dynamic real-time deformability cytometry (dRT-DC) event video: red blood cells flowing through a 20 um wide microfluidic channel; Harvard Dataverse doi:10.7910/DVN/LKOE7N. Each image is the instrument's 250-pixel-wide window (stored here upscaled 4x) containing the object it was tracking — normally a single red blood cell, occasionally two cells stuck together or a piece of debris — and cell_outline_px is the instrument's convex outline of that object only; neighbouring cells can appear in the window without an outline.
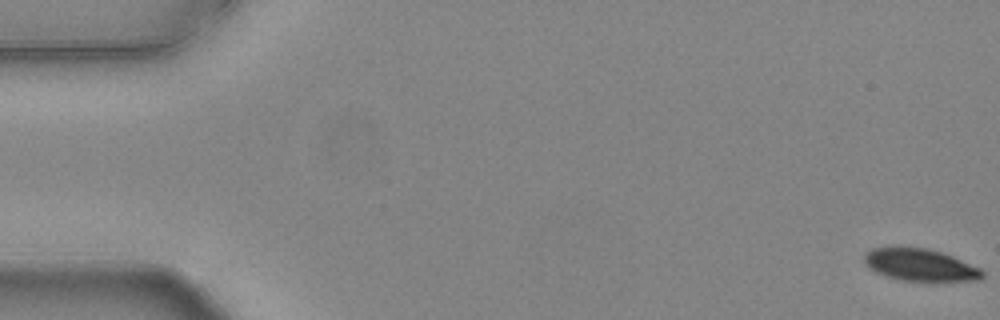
{"species": "common noctule bat (a hibernating species)", "species_latin": "Nyctalus noctula", "temperature_condition": "warm", "stored_images_in_passage": 55, "camera_frame_rate_fps": 3000, "um_per_image_px": 0.085, "animal": {"sex": "female", "body_mass_g": 24.6, "forearm_length_mm": 56.2}, "frame": {"image": 1, "passage_image": 1, "time_ms": 0.0, "image_size_px": [1000, 320], "cell_outline_px": [[984, 276], [980, 280], [940, 284], [900, 280], [876, 272], [868, 268], [864, 264], [864, 252], [872, 248], [900, 244], [928, 248], [952, 256], [980, 268], [984, 272]], "centroid_in_image_um": [78.21, 22.53], "position_along_channel_um": 6.8, "area_um2": 23.7}}
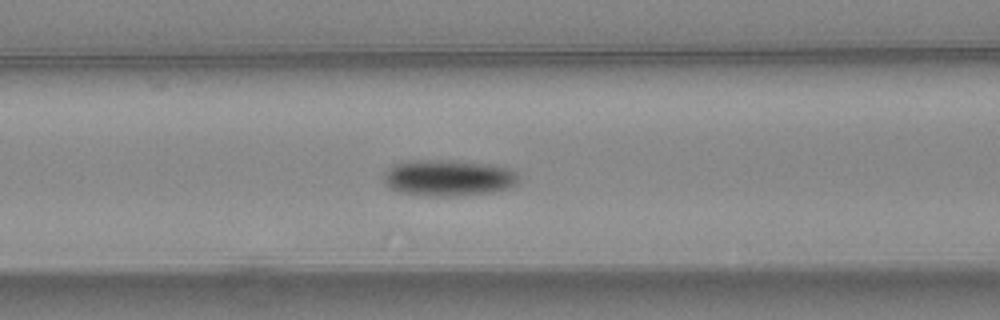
{"frame": {"image": 2, "passage_image": 23, "time_ms": 7.333, "image_size_px": [1000, 320], "cell_outline_px": [[520, 180], [512, 188], [492, 192], [456, 196], [424, 196], [400, 192], [388, 188], [384, 180], [384, 172], [392, 164], [408, 160], [452, 160], [488, 164], [508, 168], [516, 172], [520, 176]], "centroid_in_image_um": [38.11, 15.12], "position_along_channel_um": 128.5, "area_um2": 29.02}}
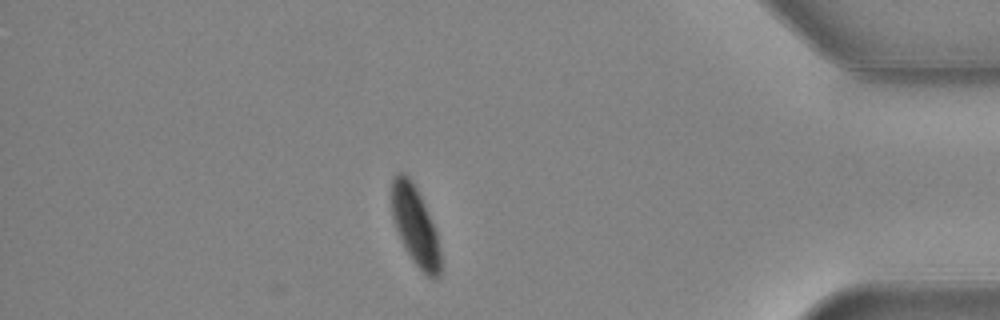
{"frame": {"image": 3, "passage_image": 48, "time_ms": 15.667, "image_size_px": [1000, 320], "cell_outline_px": [[440, 276], [436, 280], [432, 280], [412, 260], [396, 228], [392, 216], [392, 176], [396, 172], [404, 172], [412, 180], [420, 196], [436, 232], [440, 252]], "centroid_in_image_um": [35.28, 19.17], "position_along_channel_um": 399.9, "area_um2": 22.02}, "authors_computed_cell_mechanics": {"area_um2": 25.5476, "velocity_mm_per_s": 3.751, "shape_relaxation_time_tau1_ms": 3.9635, "shape_relaxation_time_tau2_ms": null, "deformation_change_tau1": 0.1526, "deformation_change_tau2": null}}